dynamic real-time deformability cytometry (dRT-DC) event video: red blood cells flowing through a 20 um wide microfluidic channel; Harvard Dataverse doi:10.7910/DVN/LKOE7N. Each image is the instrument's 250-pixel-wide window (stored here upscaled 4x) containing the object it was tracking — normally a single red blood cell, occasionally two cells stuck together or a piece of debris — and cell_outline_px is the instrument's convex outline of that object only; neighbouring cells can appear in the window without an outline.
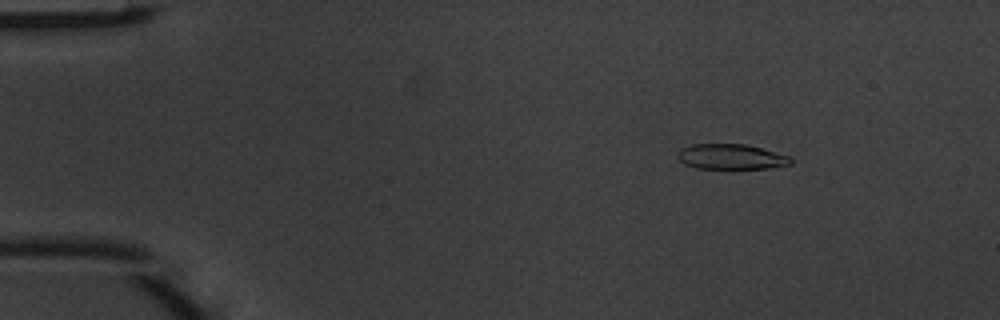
{"species": "common noctule bat (a hibernating species)", "species_latin": "Nyctalus noctula", "temperature_condition": "warm", "stored_images_in_passage": 5, "camera_frame_rate_fps": 3000, "um_per_image_px": 0.085, "animal": {"sex": "male", "body_mass_g": 20.1, "forearm_length_mm": 53.5}, "frame": {"image": 1, "passage_image": 2, "time_ms": 0.333, "image_size_px": [1000, 320], "cell_outline_px": [[792, 164], [768, 168], [732, 172], [728, 172], [696, 168], [684, 164], [676, 156], [676, 152], [680, 148], [692, 144], [744, 144], [760, 148], [788, 156], [792, 160]], "centroid_in_image_um": [62.08, 13.38], "position_along_channel_um": 22.9, "area_um2": 17.63}}
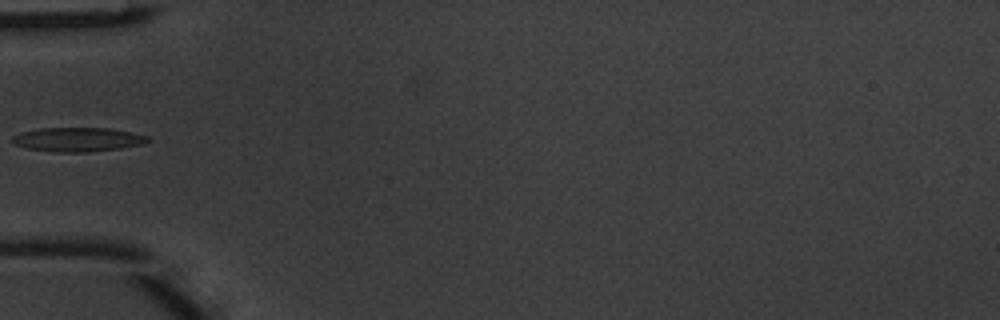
{"frame": {"image": 2, "passage_image": 5, "time_ms": 1.333, "image_size_px": [1000, 320], "cell_outline_px": [[152, 140], [144, 144], [120, 148], [88, 152], [56, 152], [28, 148], [16, 144], [12, 140], [12, 136], [20, 132], [40, 128], [108, 128], [132, 132], [148, 136]], "centroid_in_image_um": [6.65, 11.85], "position_along_channel_um": 78.3, "area_um2": 19.02}}